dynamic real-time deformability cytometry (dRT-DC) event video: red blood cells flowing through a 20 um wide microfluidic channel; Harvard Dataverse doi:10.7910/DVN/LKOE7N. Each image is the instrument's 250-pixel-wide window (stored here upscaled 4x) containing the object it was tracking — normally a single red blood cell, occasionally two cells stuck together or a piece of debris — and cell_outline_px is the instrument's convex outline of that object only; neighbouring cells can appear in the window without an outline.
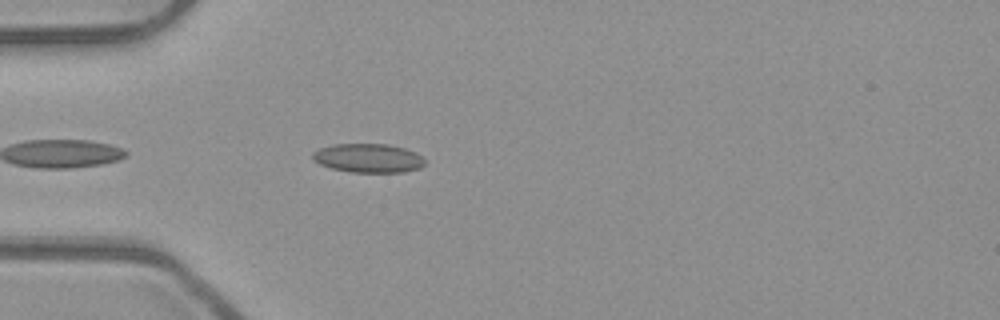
{"species": "common noctule bat (a hibernating species)", "species_latin": "Nyctalus noctula", "temperature_condition": "room temperature", "stored_images_in_passage": 16, "camera_frame_rate_fps": 3000, "um_per_image_px": 0.085, "animal": {"sex": "male", "body_mass_g": 23.1, "forearm_length_mm": 52.7}, "frame": {"image": 1, "passage_image": 3, "time_ms": 0.667, "image_size_px": [1000, 320], "cell_outline_px": [[424, 164], [420, 168], [404, 172], [352, 172], [332, 168], [320, 164], [312, 160], [312, 152], [320, 148], [332, 144], [388, 144], [404, 148], [416, 152], [424, 160]], "centroid_in_image_um": [31.28, 13.43], "position_along_channel_um": 53.7, "area_um2": 18.9}}
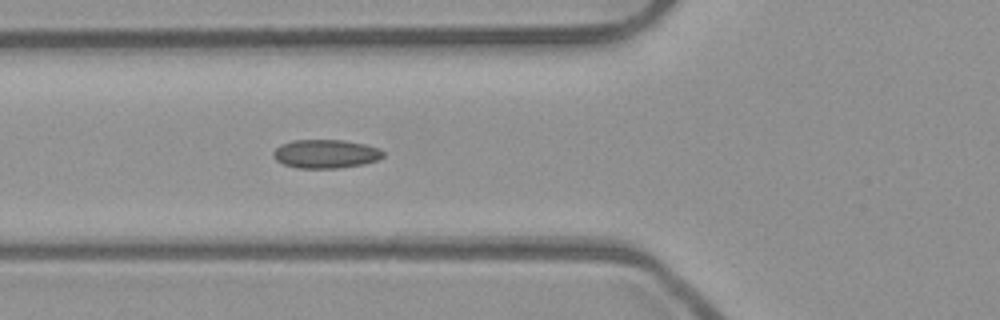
{"frame": {"image": 2, "passage_image": 7, "time_ms": 2.0, "image_size_px": [1000, 320], "cell_outline_px": [[384, 156], [380, 160], [364, 164], [340, 168], [296, 168], [284, 164], [276, 160], [272, 156], [272, 152], [280, 144], [292, 140], [344, 140], [364, 144], [380, 148], [384, 152]], "centroid_in_image_um": [27.7, 13.08], "position_along_channel_um": 98.1, "area_um2": 18.61}}